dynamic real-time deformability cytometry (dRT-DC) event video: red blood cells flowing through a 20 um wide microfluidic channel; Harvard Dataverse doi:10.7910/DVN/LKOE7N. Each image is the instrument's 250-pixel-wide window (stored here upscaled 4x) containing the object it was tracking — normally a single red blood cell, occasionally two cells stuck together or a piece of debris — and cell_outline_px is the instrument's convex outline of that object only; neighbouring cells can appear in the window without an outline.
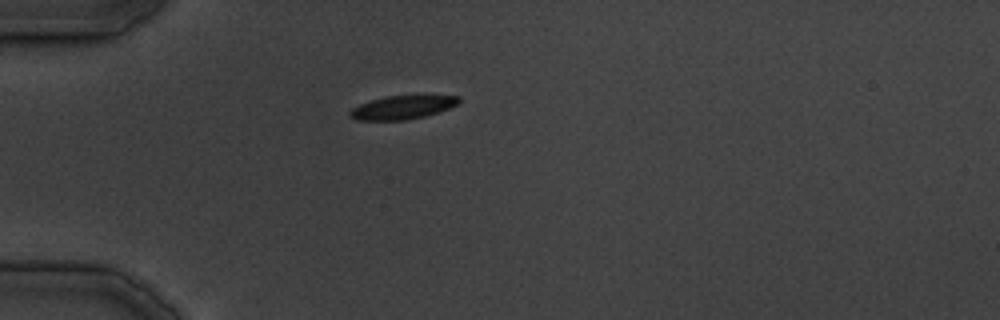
{"species": "common noctule bat (a hibernating species)", "species_latin": "Nyctalus noctula", "temperature_condition": "cold", "stored_images_in_passage": 25, "camera_frame_rate_fps": 3000, "um_per_image_px": 0.085, "animal": {"sex": "male", "body_mass_g": 19.5, "forearm_length_mm": 54.6}, "frame": {"image": 1, "passage_image": 1, "time_ms": 0.0, "image_size_px": [1000, 320], "cell_outline_px": [[460, 104], [440, 112], [424, 116], [404, 120], [356, 120], [348, 116], [348, 112], [352, 108], [360, 104], [384, 96], [460, 96]], "centroid_in_image_um": [34.2, 9.13], "position_along_channel_um": 50.8, "area_um2": 14.91}}
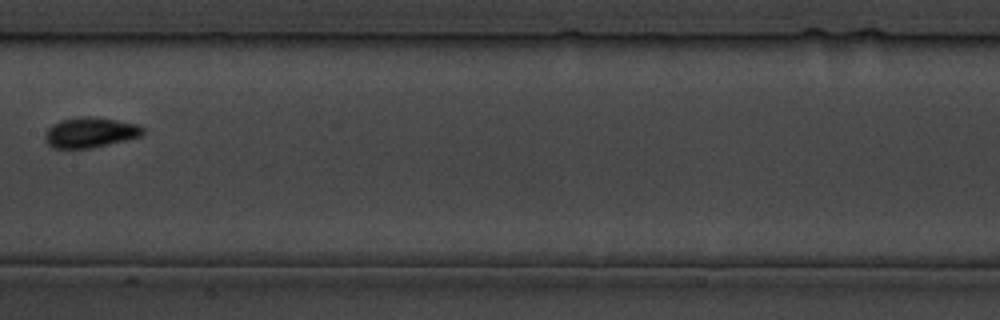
{"frame": {"image": 2, "passage_image": 11, "time_ms": 11.333, "image_size_px": [1000, 320], "cell_outline_px": [[144, 132], [140, 136], [92, 148], [52, 148], [44, 140], [44, 136], [48, 128], [52, 124], [60, 120], [80, 116], [88, 116], [116, 120], [140, 124], [144, 128]], "centroid_in_image_um": [7.64, 11.25], "position_along_channel_um": 199.8, "area_um2": 17.28}}
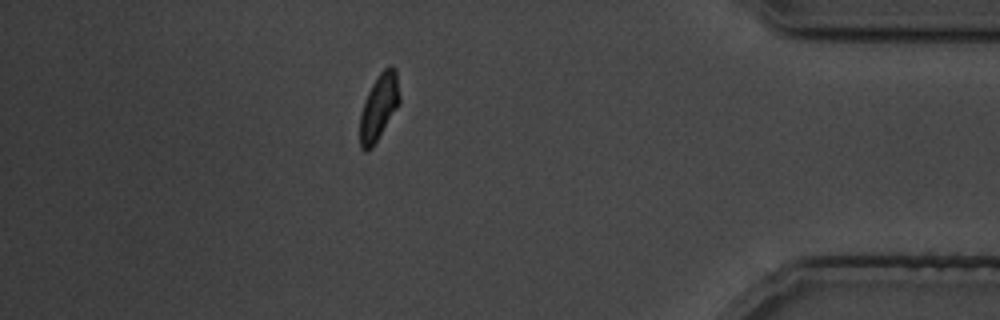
{"frame": {"image": 3, "passage_image": 25, "time_ms": 27.667, "image_size_px": [1000, 320], "cell_outline_px": [[400, 100], [396, 108], [372, 148], [368, 152], [364, 152], [360, 148], [360, 112], [364, 100], [372, 84], [380, 72], [388, 64], [392, 64], [396, 68], [400, 96]], "centroid_in_image_um": [32.19, 9.07], "position_along_channel_um": 403.0, "area_um2": 15.32}}